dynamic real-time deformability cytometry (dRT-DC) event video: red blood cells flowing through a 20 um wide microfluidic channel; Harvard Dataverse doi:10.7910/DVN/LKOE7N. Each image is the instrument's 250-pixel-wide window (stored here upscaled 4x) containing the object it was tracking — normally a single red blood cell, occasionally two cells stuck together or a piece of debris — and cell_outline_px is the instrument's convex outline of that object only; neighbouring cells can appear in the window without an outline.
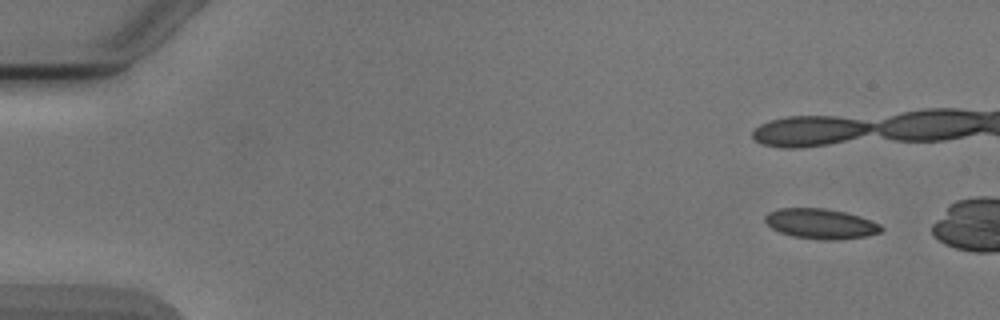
{"species": "Egyptian fruit bat (a non-hibernating species)", "species_latin": "Rousettus aegyptiacus", "temperature_condition": "cold", "stored_images_in_passage": 4, "camera_frame_rate_fps": 3000, "um_per_image_px": 0.085, "animal": {"sex": "male"}, "frame": {"image": 1, "passage_image": 1, "time_ms": 0.0, "image_size_px": [1000, 320], "cell_outline_px": [[884, 228], [880, 232], [864, 236], [836, 240], [824, 240], [792, 236], [780, 232], [772, 228], [764, 220], [764, 216], [768, 212], [780, 208], [824, 208], [844, 212], [860, 216], [880, 224]], "centroid_in_image_um": [69.75, 19.01], "position_along_channel_um": 15.3, "area_um2": 20.29}}